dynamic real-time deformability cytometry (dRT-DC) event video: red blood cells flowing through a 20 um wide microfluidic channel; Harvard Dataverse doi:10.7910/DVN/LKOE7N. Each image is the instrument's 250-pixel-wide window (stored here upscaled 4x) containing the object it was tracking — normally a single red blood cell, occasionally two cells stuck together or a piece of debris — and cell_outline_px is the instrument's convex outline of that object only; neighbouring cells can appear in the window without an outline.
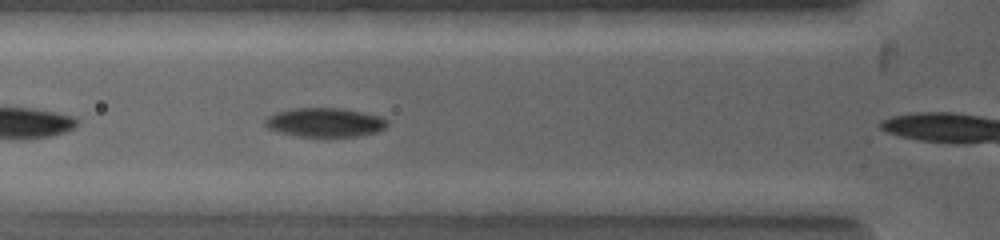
{"species": "common noctule bat (a hibernating species)", "species_latin": "Nyctalus noctula", "temperature_condition": "warm", "stored_images_in_passage": 8, "camera_frame_rate_fps": 5000, "um_per_image_px": 0.085, "animal": {"sex": "female", "body_mass_g": 19.0, "forearm_length_mm": 53.3}, "frame": {"image": 1, "passage_image": 6, "time_ms": 0.8, "image_size_px": [1000, 240], "cell_outline_px": [[388, 124], [384, 128], [376, 132], [356, 136], [296, 136], [280, 132], [268, 128], [264, 124], [264, 120], [268, 116], [280, 112], [300, 108], [340, 108], [380, 116], [388, 120]], "centroid_in_image_um": [27.63, 10.41], "position_along_channel_um": 98.2, "area_um2": 20.29}}